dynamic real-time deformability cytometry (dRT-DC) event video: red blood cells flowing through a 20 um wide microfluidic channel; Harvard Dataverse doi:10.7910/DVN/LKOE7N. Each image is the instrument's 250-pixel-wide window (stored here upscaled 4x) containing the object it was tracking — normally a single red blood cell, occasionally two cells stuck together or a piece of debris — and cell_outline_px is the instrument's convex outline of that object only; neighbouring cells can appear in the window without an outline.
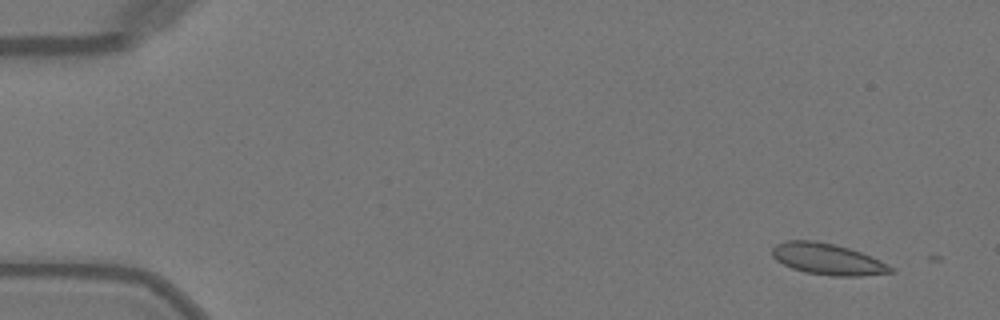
{"species": "Egyptian fruit bat (a non-hibernating species)", "species_latin": "Rousettus aegyptiacus", "temperature_condition": "warm", "stored_images_in_passage": 4, "camera_frame_rate_fps": 3000, "um_per_image_px": 0.085, "animal": {"sex": "female"}, "frame": {"image": 1, "passage_image": 1, "time_ms": 0.0, "image_size_px": [1000, 320], "cell_outline_px": [[896, 272], [860, 276], [832, 276], [804, 272], [792, 268], [776, 260], [772, 256], [772, 248], [776, 244], [788, 240], [816, 240], [836, 244], [872, 256], [888, 264]], "centroid_in_image_um": [70.35, 22.02], "position_along_channel_um": 14.7, "area_um2": 21.73}}